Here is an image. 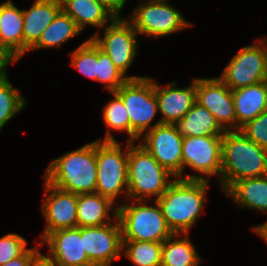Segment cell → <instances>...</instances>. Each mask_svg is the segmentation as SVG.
Wrapping results in <instances>:
<instances>
[{"label": "cell", "mask_w": 267, "mask_h": 266, "mask_svg": "<svg viewBox=\"0 0 267 266\" xmlns=\"http://www.w3.org/2000/svg\"><path fill=\"white\" fill-rule=\"evenodd\" d=\"M221 156L219 183L224 193L238 180L267 175V150L240 130L225 131Z\"/></svg>", "instance_id": "1"}, {"label": "cell", "mask_w": 267, "mask_h": 266, "mask_svg": "<svg viewBox=\"0 0 267 266\" xmlns=\"http://www.w3.org/2000/svg\"><path fill=\"white\" fill-rule=\"evenodd\" d=\"M208 186L209 181L175 178L156 200L173 233H189L208 201L205 198Z\"/></svg>", "instance_id": "2"}, {"label": "cell", "mask_w": 267, "mask_h": 266, "mask_svg": "<svg viewBox=\"0 0 267 266\" xmlns=\"http://www.w3.org/2000/svg\"><path fill=\"white\" fill-rule=\"evenodd\" d=\"M51 161L43 176L49 184L77 195L96 192V141Z\"/></svg>", "instance_id": "3"}, {"label": "cell", "mask_w": 267, "mask_h": 266, "mask_svg": "<svg viewBox=\"0 0 267 266\" xmlns=\"http://www.w3.org/2000/svg\"><path fill=\"white\" fill-rule=\"evenodd\" d=\"M127 176L128 202L129 199L148 201L154 196L157 200L174 180L142 145L134 142H129Z\"/></svg>", "instance_id": "4"}, {"label": "cell", "mask_w": 267, "mask_h": 266, "mask_svg": "<svg viewBox=\"0 0 267 266\" xmlns=\"http://www.w3.org/2000/svg\"><path fill=\"white\" fill-rule=\"evenodd\" d=\"M121 204L117 217L122 230V241L164 242L174 233L168 227L160 205H148L146 200H131L132 204Z\"/></svg>", "instance_id": "5"}, {"label": "cell", "mask_w": 267, "mask_h": 266, "mask_svg": "<svg viewBox=\"0 0 267 266\" xmlns=\"http://www.w3.org/2000/svg\"><path fill=\"white\" fill-rule=\"evenodd\" d=\"M115 93L122 99L130 118V142H135L147 131L162 124L158 120L151 125L159 112L155 80L150 77L128 79Z\"/></svg>", "instance_id": "6"}, {"label": "cell", "mask_w": 267, "mask_h": 266, "mask_svg": "<svg viewBox=\"0 0 267 266\" xmlns=\"http://www.w3.org/2000/svg\"><path fill=\"white\" fill-rule=\"evenodd\" d=\"M128 149V141L122 151L121 143L117 141L96 140V193L110 199L114 204L121 193H126L128 200Z\"/></svg>", "instance_id": "7"}, {"label": "cell", "mask_w": 267, "mask_h": 266, "mask_svg": "<svg viewBox=\"0 0 267 266\" xmlns=\"http://www.w3.org/2000/svg\"><path fill=\"white\" fill-rule=\"evenodd\" d=\"M104 35L99 32L90 37L94 43L105 52L114 65L128 78L139 79L141 76H127L126 72L132 66L137 55L138 32L128 19L114 18L108 26H104Z\"/></svg>", "instance_id": "8"}, {"label": "cell", "mask_w": 267, "mask_h": 266, "mask_svg": "<svg viewBox=\"0 0 267 266\" xmlns=\"http://www.w3.org/2000/svg\"><path fill=\"white\" fill-rule=\"evenodd\" d=\"M231 90L267 80V43L264 39L244 46L231 58L219 77Z\"/></svg>", "instance_id": "9"}, {"label": "cell", "mask_w": 267, "mask_h": 266, "mask_svg": "<svg viewBox=\"0 0 267 266\" xmlns=\"http://www.w3.org/2000/svg\"><path fill=\"white\" fill-rule=\"evenodd\" d=\"M128 20L140 35L164 37L192 26L178 9L164 1H146L136 7Z\"/></svg>", "instance_id": "10"}, {"label": "cell", "mask_w": 267, "mask_h": 266, "mask_svg": "<svg viewBox=\"0 0 267 266\" xmlns=\"http://www.w3.org/2000/svg\"><path fill=\"white\" fill-rule=\"evenodd\" d=\"M223 136L184 137L182 144V163L196 172L186 175V180L209 181L208 176L220 179L222 167ZM199 174H202L199 175ZM207 175V177L205 176Z\"/></svg>", "instance_id": "11"}, {"label": "cell", "mask_w": 267, "mask_h": 266, "mask_svg": "<svg viewBox=\"0 0 267 266\" xmlns=\"http://www.w3.org/2000/svg\"><path fill=\"white\" fill-rule=\"evenodd\" d=\"M183 138L174 124H160L147 131L139 144L175 178L185 179L182 163Z\"/></svg>", "instance_id": "12"}, {"label": "cell", "mask_w": 267, "mask_h": 266, "mask_svg": "<svg viewBox=\"0 0 267 266\" xmlns=\"http://www.w3.org/2000/svg\"><path fill=\"white\" fill-rule=\"evenodd\" d=\"M83 249L93 266H110L120 259L123 241L118 217L109 224L83 227Z\"/></svg>", "instance_id": "13"}, {"label": "cell", "mask_w": 267, "mask_h": 266, "mask_svg": "<svg viewBox=\"0 0 267 266\" xmlns=\"http://www.w3.org/2000/svg\"><path fill=\"white\" fill-rule=\"evenodd\" d=\"M196 103L207 108L225 131L237 130L232 90L220 78H196Z\"/></svg>", "instance_id": "14"}, {"label": "cell", "mask_w": 267, "mask_h": 266, "mask_svg": "<svg viewBox=\"0 0 267 266\" xmlns=\"http://www.w3.org/2000/svg\"><path fill=\"white\" fill-rule=\"evenodd\" d=\"M46 196L41 207L46 221L41 241L51 232L77 227V194L57 188L44 181Z\"/></svg>", "instance_id": "15"}, {"label": "cell", "mask_w": 267, "mask_h": 266, "mask_svg": "<svg viewBox=\"0 0 267 266\" xmlns=\"http://www.w3.org/2000/svg\"><path fill=\"white\" fill-rule=\"evenodd\" d=\"M46 243L48 256L58 266H93L83 249V227L59 229L40 242Z\"/></svg>", "instance_id": "16"}, {"label": "cell", "mask_w": 267, "mask_h": 266, "mask_svg": "<svg viewBox=\"0 0 267 266\" xmlns=\"http://www.w3.org/2000/svg\"><path fill=\"white\" fill-rule=\"evenodd\" d=\"M155 95L158 101L162 124H175L196 103V79L185 88H178L176 81L162 87L155 82Z\"/></svg>", "instance_id": "17"}, {"label": "cell", "mask_w": 267, "mask_h": 266, "mask_svg": "<svg viewBox=\"0 0 267 266\" xmlns=\"http://www.w3.org/2000/svg\"><path fill=\"white\" fill-rule=\"evenodd\" d=\"M61 10V0H36L29 10H23V56Z\"/></svg>", "instance_id": "18"}, {"label": "cell", "mask_w": 267, "mask_h": 266, "mask_svg": "<svg viewBox=\"0 0 267 266\" xmlns=\"http://www.w3.org/2000/svg\"><path fill=\"white\" fill-rule=\"evenodd\" d=\"M0 48L17 61L23 57V10L12 0L0 4Z\"/></svg>", "instance_id": "19"}, {"label": "cell", "mask_w": 267, "mask_h": 266, "mask_svg": "<svg viewBox=\"0 0 267 266\" xmlns=\"http://www.w3.org/2000/svg\"><path fill=\"white\" fill-rule=\"evenodd\" d=\"M237 130L267 110V80L232 90Z\"/></svg>", "instance_id": "20"}, {"label": "cell", "mask_w": 267, "mask_h": 266, "mask_svg": "<svg viewBox=\"0 0 267 266\" xmlns=\"http://www.w3.org/2000/svg\"><path fill=\"white\" fill-rule=\"evenodd\" d=\"M113 211V212H111ZM118 207L99 193L77 195V227L102 226L113 222L109 213L117 217Z\"/></svg>", "instance_id": "21"}, {"label": "cell", "mask_w": 267, "mask_h": 266, "mask_svg": "<svg viewBox=\"0 0 267 266\" xmlns=\"http://www.w3.org/2000/svg\"><path fill=\"white\" fill-rule=\"evenodd\" d=\"M238 206L267 212V175L236 181L225 193Z\"/></svg>", "instance_id": "22"}, {"label": "cell", "mask_w": 267, "mask_h": 266, "mask_svg": "<svg viewBox=\"0 0 267 266\" xmlns=\"http://www.w3.org/2000/svg\"><path fill=\"white\" fill-rule=\"evenodd\" d=\"M174 125L183 137L223 136L225 133L210 111L198 103Z\"/></svg>", "instance_id": "23"}, {"label": "cell", "mask_w": 267, "mask_h": 266, "mask_svg": "<svg viewBox=\"0 0 267 266\" xmlns=\"http://www.w3.org/2000/svg\"><path fill=\"white\" fill-rule=\"evenodd\" d=\"M62 10L69 15L82 31L86 25L103 28L114 17L96 0H61Z\"/></svg>", "instance_id": "24"}, {"label": "cell", "mask_w": 267, "mask_h": 266, "mask_svg": "<svg viewBox=\"0 0 267 266\" xmlns=\"http://www.w3.org/2000/svg\"><path fill=\"white\" fill-rule=\"evenodd\" d=\"M187 235L174 233L163 242L161 266H197L201 263L202 260Z\"/></svg>", "instance_id": "25"}, {"label": "cell", "mask_w": 267, "mask_h": 266, "mask_svg": "<svg viewBox=\"0 0 267 266\" xmlns=\"http://www.w3.org/2000/svg\"><path fill=\"white\" fill-rule=\"evenodd\" d=\"M74 20L61 10L49 26L42 32L38 42L29 50L51 48L63 45L65 42L80 34Z\"/></svg>", "instance_id": "26"}, {"label": "cell", "mask_w": 267, "mask_h": 266, "mask_svg": "<svg viewBox=\"0 0 267 266\" xmlns=\"http://www.w3.org/2000/svg\"><path fill=\"white\" fill-rule=\"evenodd\" d=\"M113 99L110 100L102 109L103 121L108 128L104 139L100 141H117L112 131L126 132L127 141L130 142V118L122 99L115 93L111 92Z\"/></svg>", "instance_id": "27"}, {"label": "cell", "mask_w": 267, "mask_h": 266, "mask_svg": "<svg viewBox=\"0 0 267 266\" xmlns=\"http://www.w3.org/2000/svg\"><path fill=\"white\" fill-rule=\"evenodd\" d=\"M163 242L123 241L122 252L134 266H161Z\"/></svg>", "instance_id": "28"}, {"label": "cell", "mask_w": 267, "mask_h": 266, "mask_svg": "<svg viewBox=\"0 0 267 266\" xmlns=\"http://www.w3.org/2000/svg\"><path fill=\"white\" fill-rule=\"evenodd\" d=\"M10 80L0 81V131L17 113L24 109L26 100Z\"/></svg>", "instance_id": "29"}, {"label": "cell", "mask_w": 267, "mask_h": 266, "mask_svg": "<svg viewBox=\"0 0 267 266\" xmlns=\"http://www.w3.org/2000/svg\"><path fill=\"white\" fill-rule=\"evenodd\" d=\"M71 55V66L84 76L97 81V45L91 38L78 46Z\"/></svg>", "instance_id": "30"}, {"label": "cell", "mask_w": 267, "mask_h": 266, "mask_svg": "<svg viewBox=\"0 0 267 266\" xmlns=\"http://www.w3.org/2000/svg\"><path fill=\"white\" fill-rule=\"evenodd\" d=\"M127 80L128 78L114 65L109 56L97 46V81L104 83L111 93Z\"/></svg>", "instance_id": "31"}, {"label": "cell", "mask_w": 267, "mask_h": 266, "mask_svg": "<svg viewBox=\"0 0 267 266\" xmlns=\"http://www.w3.org/2000/svg\"><path fill=\"white\" fill-rule=\"evenodd\" d=\"M27 241L21 235L8 233L0 238V265L21 256L27 250Z\"/></svg>", "instance_id": "32"}, {"label": "cell", "mask_w": 267, "mask_h": 266, "mask_svg": "<svg viewBox=\"0 0 267 266\" xmlns=\"http://www.w3.org/2000/svg\"><path fill=\"white\" fill-rule=\"evenodd\" d=\"M240 131L263 149L267 150V110L241 126Z\"/></svg>", "instance_id": "33"}, {"label": "cell", "mask_w": 267, "mask_h": 266, "mask_svg": "<svg viewBox=\"0 0 267 266\" xmlns=\"http://www.w3.org/2000/svg\"><path fill=\"white\" fill-rule=\"evenodd\" d=\"M39 247L40 245L36 244V247L27 249L21 256L11 259L0 266H30L32 259L40 252Z\"/></svg>", "instance_id": "34"}, {"label": "cell", "mask_w": 267, "mask_h": 266, "mask_svg": "<svg viewBox=\"0 0 267 266\" xmlns=\"http://www.w3.org/2000/svg\"><path fill=\"white\" fill-rule=\"evenodd\" d=\"M101 4L114 18H121V10L125 6L126 0H96Z\"/></svg>", "instance_id": "35"}, {"label": "cell", "mask_w": 267, "mask_h": 266, "mask_svg": "<svg viewBox=\"0 0 267 266\" xmlns=\"http://www.w3.org/2000/svg\"><path fill=\"white\" fill-rule=\"evenodd\" d=\"M5 49L0 48V81L7 78V66L11 63H17Z\"/></svg>", "instance_id": "36"}, {"label": "cell", "mask_w": 267, "mask_h": 266, "mask_svg": "<svg viewBox=\"0 0 267 266\" xmlns=\"http://www.w3.org/2000/svg\"><path fill=\"white\" fill-rule=\"evenodd\" d=\"M30 266H58L47 254L39 252L31 261Z\"/></svg>", "instance_id": "37"}, {"label": "cell", "mask_w": 267, "mask_h": 266, "mask_svg": "<svg viewBox=\"0 0 267 266\" xmlns=\"http://www.w3.org/2000/svg\"><path fill=\"white\" fill-rule=\"evenodd\" d=\"M252 230L257 233L267 243V222L258 226L252 227Z\"/></svg>", "instance_id": "38"}, {"label": "cell", "mask_w": 267, "mask_h": 266, "mask_svg": "<svg viewBox=\"0 0 267 266\" xmlns=\"http://www.w3.org/2000/svg\"><path fill=\"white\" fill-rule=\"evenodd\" d=\"M146 1H164V2H167V0H146Z\"/></svg>", "instance_id": "39"}]
</instances>
